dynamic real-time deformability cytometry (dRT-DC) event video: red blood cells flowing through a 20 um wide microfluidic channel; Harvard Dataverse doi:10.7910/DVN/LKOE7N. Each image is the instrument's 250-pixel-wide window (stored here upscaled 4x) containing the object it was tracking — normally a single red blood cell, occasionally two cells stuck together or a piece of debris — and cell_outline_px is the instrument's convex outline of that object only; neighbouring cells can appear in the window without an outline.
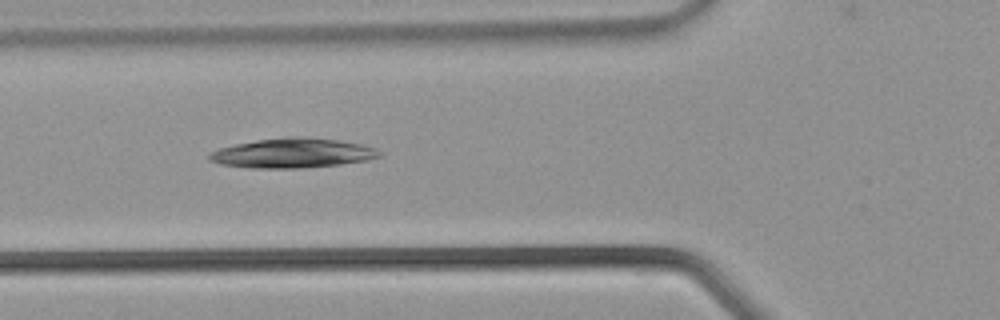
{"species": "common noctule bat (a hibernating species)", "species_latin": "Nyctalus noctula", "temperature_condition": "warm", "stored_images_in_passage": 37, "camera_frame_rate_fps": 3000, "um_per_image_px": 0.085, "animal": {"sex": "male", "body_mass_g": 21.5, "forearm_length_mm": 52.0}, "frame": {"image": 1, "passage_image": 13, "time_ms": 4.0, "image_size_px": [1000, 320], "cell_outline_px": [[380, 156], [368, 160], [340, 164], [300, 168], [252, 168], [220, 164], [208, 160], [208, 152], [220, 148], [236, 144], [256, 140], [288, 136], [304, 136], [340, 140], [360, 144], [376, 148], [380, 152]], "centroid_in_image_um": [24.85, 13.0], "position_along_channel_um": 101.0, "area_um2": 29.48}}
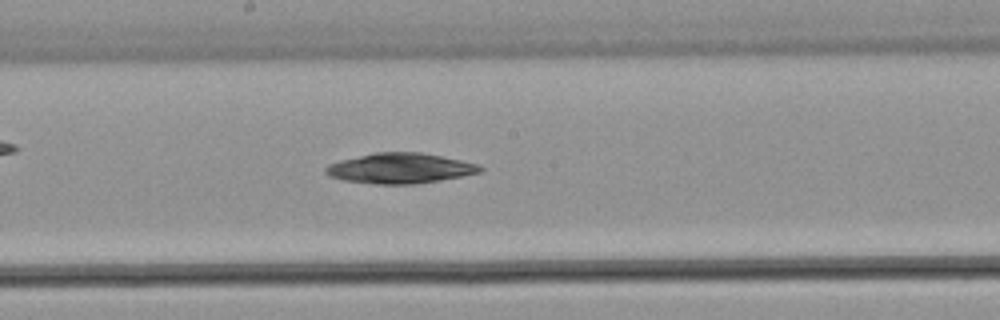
{"frame": {"image": 2, "passage_image": 19, "time_ms": 6.0, "image_size_px": [1000, 320], "cell_outline_px": [[484, 168], [480, 172], [440, 180], [416, 184], [376, 184], [344, 180], [328, 176], [324, 172], [324, 168], [328, 164], [340, 160], [376, 152], [420, 152], [480, 164]], "centroid_in_image_um": [33.98, 14.3], "position_along_channel_um": 214.2, "area_um2": 27.17}}
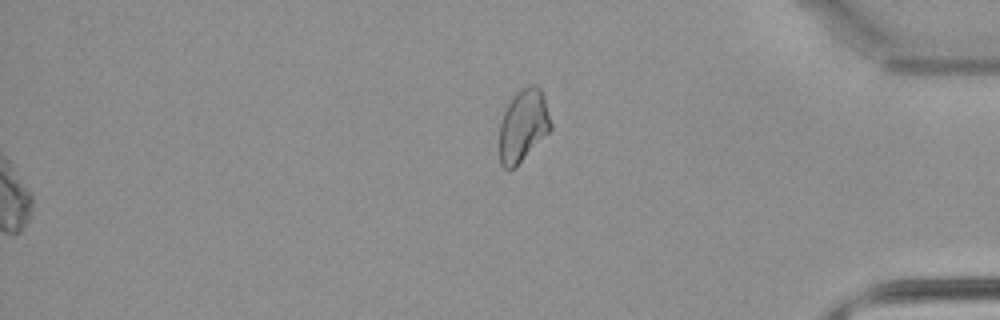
{"frame": {"image": 3, "passage_image": 37, "time_ms": 12.0, "image_size_px": [1000, 320], "cell_outline_px": [[552, 128], [508, 172], [500, 164], [500, 124], [504, 112], [512, 96], [516, 92], [532, 84], [536, 84], [540, 88], [544, 96], [552, 124]], "centroid_in_image_um": [44.46, 10.63], "position_along_channel_um": 390.7, "area_um2": 21.15}}